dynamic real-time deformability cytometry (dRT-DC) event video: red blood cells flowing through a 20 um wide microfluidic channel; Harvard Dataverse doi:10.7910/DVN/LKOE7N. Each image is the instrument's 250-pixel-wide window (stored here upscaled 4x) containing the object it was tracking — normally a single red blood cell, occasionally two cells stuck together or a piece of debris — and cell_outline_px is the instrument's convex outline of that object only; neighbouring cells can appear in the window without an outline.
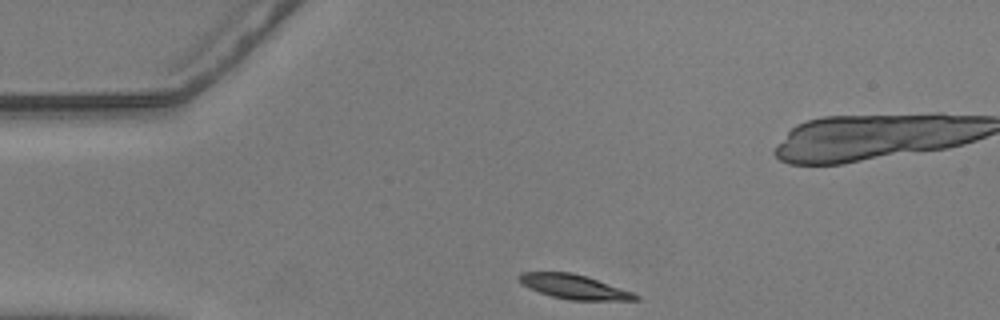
{"species": "common noctule bat (a hibernating species)", "species_latin": "Nyctalus noctula", "temperature_condition": "warm", "stored_images_in_passage": 37, "camera_frame_rate_fps": 3000, "um_per_image_px": 0.085, "animal": {"sex": "male", "body_mass_g": 20.5, "forearm_length_mm": 52.5}, "frame": {"image": 1, "passage_image": 1, "time_ms": 0.0, "image_size_px": [1000, 320], "cell_outline_px": [[640, 300], [568, 300], [552, 296], [528, 288], [516, 276], [520, 272], [572, 272], [588, 276], [632, 292], [640, 296]], "centroid_in_image_um": [48.8, 24.37], "position_along_channel_um": 36.2, "area_um2": 16.53}}
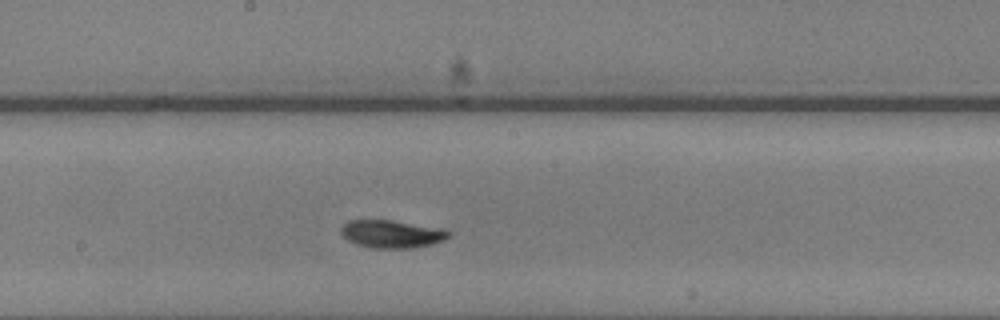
{"frame": {"image": 2, "passage_image": 19, "time_ms": 6.0, "image_size_px": [1000, 320], "cell_outline_px": [[452, 236], [444, 240], [432, 244], [408, 248], [372, 248], [356, 244], [348, 240], [340, 232], [340, 228], [348, 220], [392, 220], [444, 228], [452, 232]], "centroid_in_image_um": [33.34, 19.88], "position_along_channel_um": 214.9, "area_um2": 17.63}}
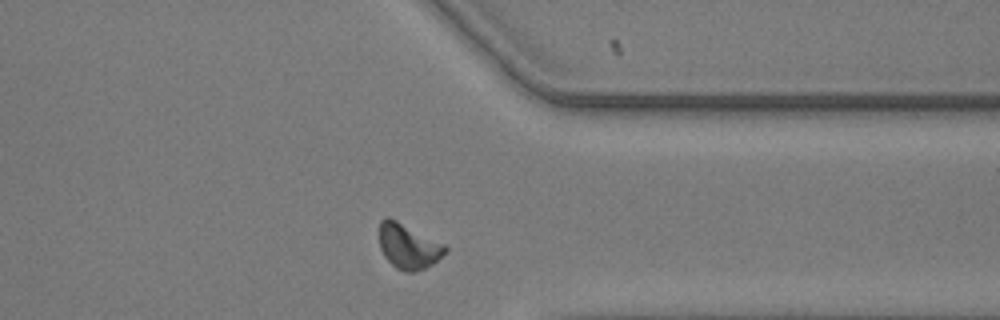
{"frame": {"image": 3, "passage_image": 33, "time_ms": 10.667, "image_size_px": [1000, 320], "cell_outline_px": [[448, 252], [432, 264], [424, 268], [412, 272], [408, 272], [396, 268], [384, 256], [380, 248], [380, 220], [388, 216], [444, 244], [448, 248]], "centroid_in_image_um": [34.72, 20.93], "position_along_channel_um": 376.7, "area_um2": 17.11}, "authors_computed_cell_mechanics": {"area_um2": 17.1088, "velocity_mm_per_s": 3.5728, "shape_relaxation_time_tau1_ms": 2.6851, "shape_relaxation_time_tau2_ms": 8.3481, "deformation_change_tau1": 0.1149, "deformation_change_tau2": 0.091}}